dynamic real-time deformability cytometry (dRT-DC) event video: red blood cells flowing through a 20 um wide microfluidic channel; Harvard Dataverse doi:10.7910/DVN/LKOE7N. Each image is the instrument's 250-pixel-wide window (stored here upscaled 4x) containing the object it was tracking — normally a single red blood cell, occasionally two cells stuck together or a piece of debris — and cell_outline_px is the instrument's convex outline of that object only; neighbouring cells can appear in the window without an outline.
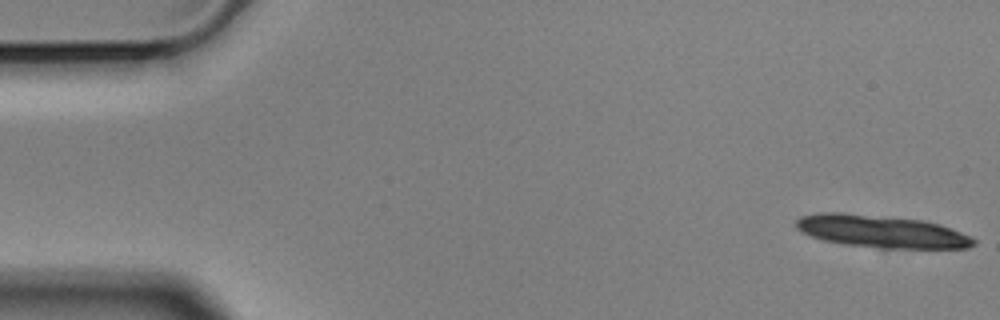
{"species": "Egyptian fruit bat (a non-hibernating species)", "species_latin": "Rousettus aegyptiacus", "temperature_condition": "cold", "stored_images_in_passage": 14, "camera_frame_rate_fps": 3000, "um_per_image_px": 0.085, "animal": {"sex": "male"}, "frame": {"image": 1, "passage_image": 1, "time_ms": 0.0, "image_size_px": [1000, 320], "cell_outline_px": [[976, 244], [968, 248], [880, 248], [844, 244], [824, 240], [812, 236], [796, 228], [796, 220], [800, 216], [820, 212], [844, 212], [924, 220], [940, 224], [960, 232], [976, 240]], "centroid_in_image_um": [74.91, 19.66], "position_along_channel_um": 10.1, "area_um2": 33.58}}